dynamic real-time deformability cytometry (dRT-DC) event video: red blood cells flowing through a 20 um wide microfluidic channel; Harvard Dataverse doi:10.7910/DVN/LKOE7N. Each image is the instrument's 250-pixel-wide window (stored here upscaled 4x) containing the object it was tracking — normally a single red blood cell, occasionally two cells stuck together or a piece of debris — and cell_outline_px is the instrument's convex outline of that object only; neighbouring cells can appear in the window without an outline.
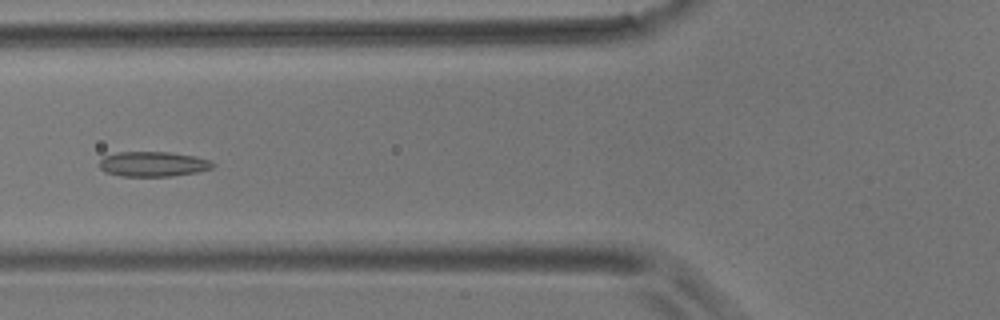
{"species": "common noctule bat (a hibernating species)", "species_latin": "Nyctalus noctula", "temperature_condition": "room temperature", "stored_images_in_passage": 4, "camera_frame_rate_fps": 3000, "um_per_image_px": 0.085, "animal": {"sex": "male", "body_mass_g": 17.9}, "frame": {"image": 1, "passage_image": 2, "time_ms": 1.333, "image_size_px": [1000, 320], "cell_outline_px": [[216, 164], [212, 168], [196, 172], [172, 176], [120, 176], [104, 172], [100, 168], [100, 160], [104, 156], [116, 152], [168, 152], [196, 156], [212, 160]], "centroid_in_image_um": [13.02, 13.94], "position_along_channel_um": 112.8, "area_um2": 16.65}}
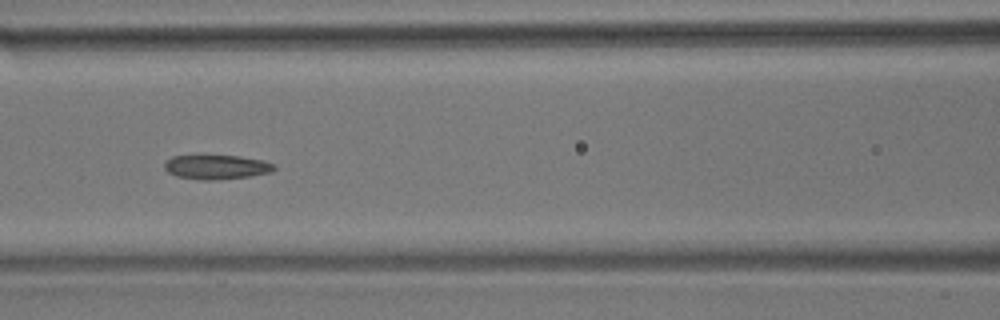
{"frame": {"image": 2, "passage_image": 3, "time_ms": 2.333, "image_size_px": [1000, 320], "cell_outline_px": [[276, 168], [272, 172], [248, 176], [212, 180], [200, 180], [176, 176], [168, 172], [164, 168], [164, 164], [172, 156], [196, 152], [240, 156], [264, 160], [276, 164]], "centroid_in_image_um": [18.36, 14.13], "position_along_channel_um": 148.2, "area_um2": 16.47}}
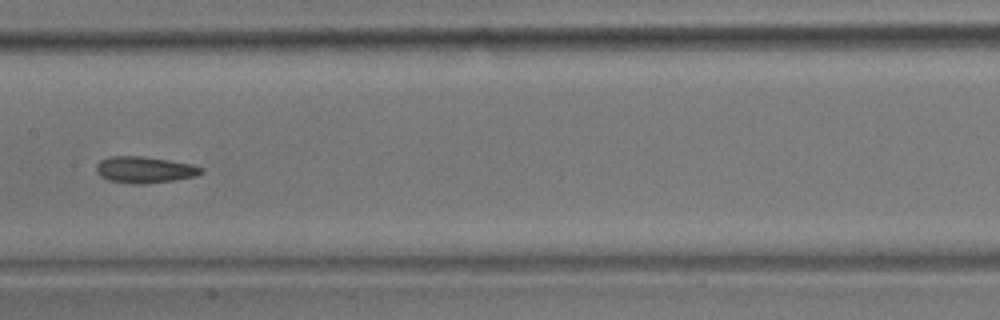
{"frame": {"image": 3, "passage_image": 4, "time_ms": 3.667, "image_size_px": [1000, 320], "cell_outline_px": [[204, 172], [196, 176], [176, 180], [144, 184], [132, 184], [108, 180], [100, 176], [96, 172], [96, 164], [100, 160], [108, 156], [144, 156], [192, 164], [204, 168]], "centroid_in_image_um": [12.29, 14.43], "position_along_channel_um": 195.1, "area_um2": 16.42}}